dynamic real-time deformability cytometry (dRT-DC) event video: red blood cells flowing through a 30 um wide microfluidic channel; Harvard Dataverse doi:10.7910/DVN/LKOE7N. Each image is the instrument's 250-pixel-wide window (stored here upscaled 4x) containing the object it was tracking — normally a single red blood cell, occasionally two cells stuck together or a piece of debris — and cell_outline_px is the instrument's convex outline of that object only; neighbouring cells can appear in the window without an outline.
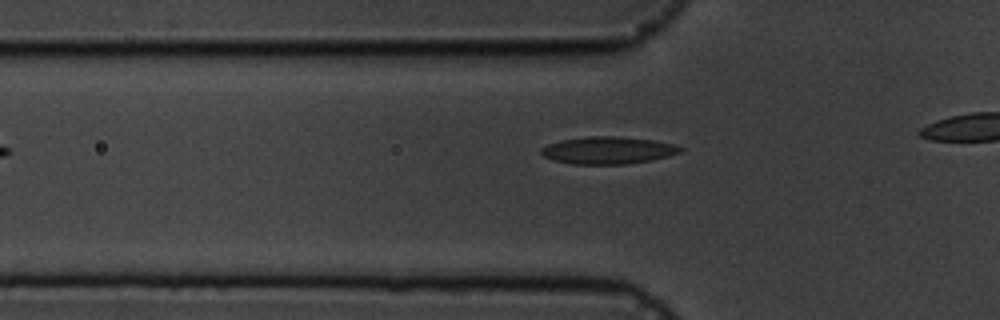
{"species": "common noctule bat (a hibernating species)", "species_latin": "Nyctalus noctula", "temperature_condition": "cold", "stored_images_in_passage": 4, "camera_frame_rate_fps": 3000, "um_per_image_px": 0.085, "animal": {"sex": "male", "body_mass_g": 19.5, "forearm_length_mm": 54.6}, "frame": {"image": 1, "passage_image": 4, "time_ms": 3.333, "image_size_px": [1000, 320], "cell_outline_px": [[684, 152], [652, 160], [628, 164], [572, 164], [552, 160], [544, 156], [540, 152], [540, 148], [548, 144], [560, 140], [588, 136], [616, 136], [652, 140], [672, 144], [684, 148]], "centroid_in_image_um": [51.67, 12.78], "position_along_channel_um": 74.1, "area_um2": 22.25}}